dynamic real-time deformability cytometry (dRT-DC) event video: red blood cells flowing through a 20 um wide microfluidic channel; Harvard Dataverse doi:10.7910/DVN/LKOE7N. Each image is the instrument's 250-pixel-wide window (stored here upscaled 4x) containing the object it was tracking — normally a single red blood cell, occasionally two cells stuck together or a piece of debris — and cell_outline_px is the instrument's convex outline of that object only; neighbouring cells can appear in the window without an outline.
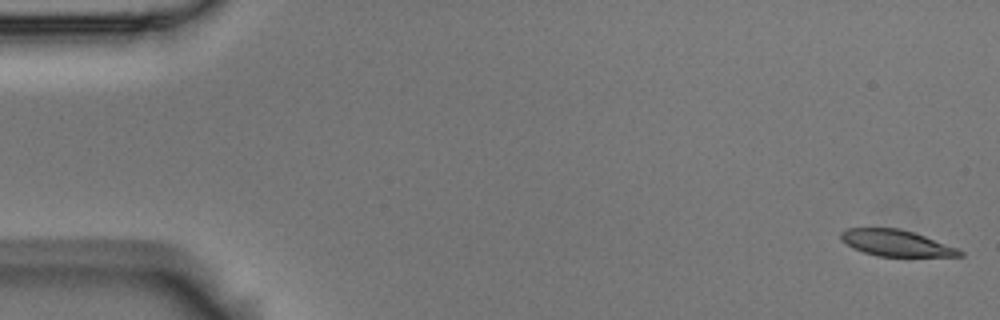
{"species": "Egyptian fruit bat (a non-hibernating species)", "species_latin": "Rousettus aegyptiacus", "temperature_condition": "room temperature", "stored_images_in_passage": 55, "camera_frame_rate_fps": 3000, "um_per_image_px": 0.085, "animal": {"sex": "male"}, "frame": {"image": 1, "passage_image": 1, "time_ms": 0.0, "image_size_px": [1000, 320], "cell_outline_px": [[964, 256], [876, 256], [852, 248], [840, 240], [840, 232], [848, 228], [900, 228], [960, 248], [964, 252]], "centroid_in_image_um": [76.17, 20.66], "position_along_channel_um": 8.8, "area_um2": 18.26}}
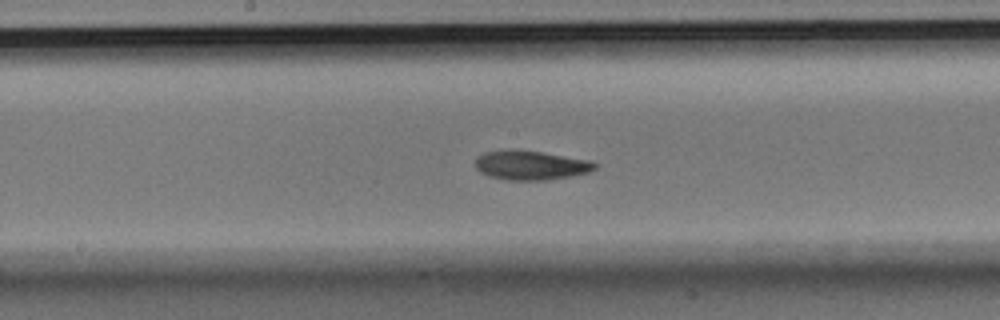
{"frame": {"image": 2, "passage_image": 28, "time_ms": 9.0, "image_size_px": [1000, 320], "cell_outline_px": [[596, 168], [588, 172], [572, 176], [548, 180], [508, 180], [488, 176], [480, 172], [476, 168], [476, 156], [484, 152], [512, 148], [540, 152], [588, 160], [596, 164]], "centroid_in_image_um": [45.05, 14.04], "position_along_channel_um": 203.1, "area_um2": 20.46}}
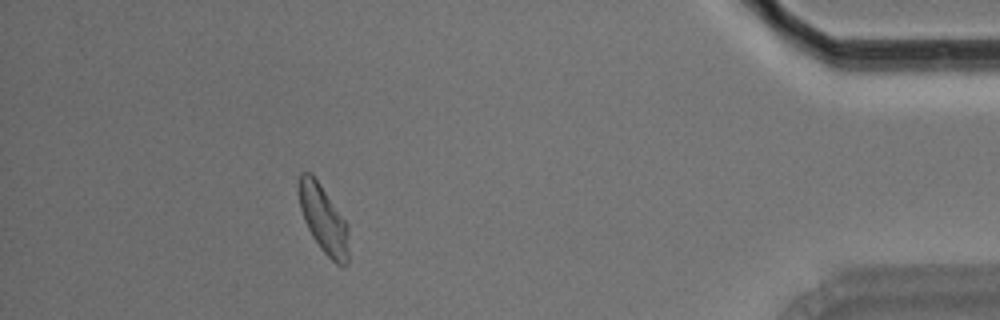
{"frame": {"image": 3, "passage_image": 49, "time_ms": 16.0, "image_size_px": [1000, 320], "cell_outline_px": [[348, 264], [344, 268], [336, 264], [320, 248], [312, 236], [304, 220], [300, 208], [296, 188], [300, 172], [312, 172], [348, 224]], "centroid_in_image_um": [27.47, 18.6], "position_along_channel_um": 407.7, "area_um2": 20.11}, "authors_computed_cell_mechanics": {"area_um2": 19.941, "velocity_mm_per_s": 3.6719, "shape_relaxation_time_tau1_ms": 4.0966, "shape_relaxation_time_tau2_ms": 4.0488, "deformation_change_tau1": 0.145, "deformation_change_tau2": 0.0921}}